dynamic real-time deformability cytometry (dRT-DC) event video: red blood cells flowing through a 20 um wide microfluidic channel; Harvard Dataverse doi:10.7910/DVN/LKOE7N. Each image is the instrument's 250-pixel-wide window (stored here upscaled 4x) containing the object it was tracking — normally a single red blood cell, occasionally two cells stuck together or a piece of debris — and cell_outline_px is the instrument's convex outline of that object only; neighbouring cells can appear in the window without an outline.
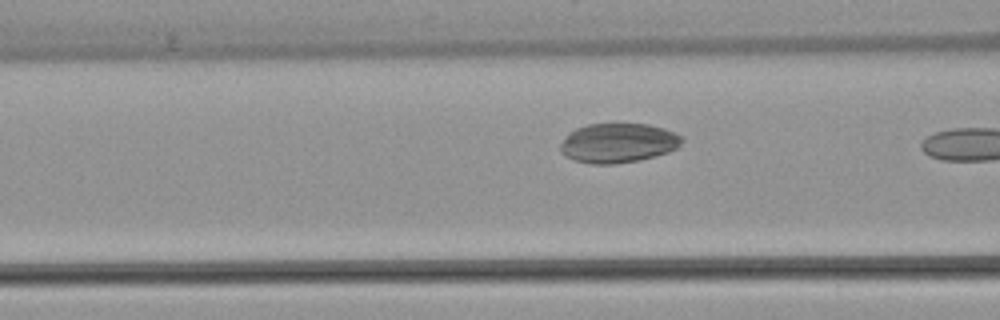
{"species": "common noctule bat (a hibernating species)", "species_latin": "Nyctalus noctula", "temperature_condition": "warm", "stored_images_in_passage": 12, "camera_frame_rate_fps": 3000, "um_per_image_px": 0.085, "animal": {"sex": "female", "body_mass_g": 22.7, "forearm_length_mm": 54.2}, "frame": {"image": 1, "passage_image": 10, "time_ms": 3.0, "image_size_px": [1000, 320], "cell_outline_px": [[684, 140], [676, 148], [668, 152], [656, 156], [640, 160], [612, 164], [592, 164], [572, 160], [564, 156], [560, 152], [560, 144], [564, 136], [568, 132], [576, 128], [588, 124], [648, 124], [664, 128], [676, 132]], "centroid_in_image_um": [52.5, 12.16], "position_along_channel_um": 114.1, "area_um2": 28.26}}